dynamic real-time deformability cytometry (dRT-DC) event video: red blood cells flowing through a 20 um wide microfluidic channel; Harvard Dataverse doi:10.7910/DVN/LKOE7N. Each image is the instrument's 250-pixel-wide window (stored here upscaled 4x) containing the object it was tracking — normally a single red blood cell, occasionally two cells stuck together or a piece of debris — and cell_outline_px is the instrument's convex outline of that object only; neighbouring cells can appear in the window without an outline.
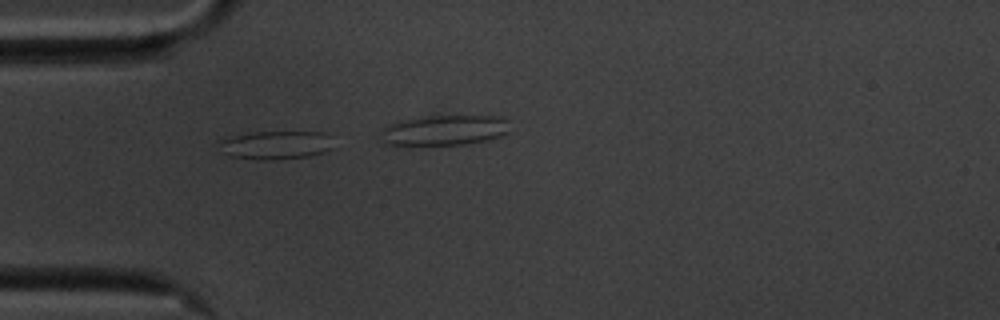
{"species": "common noctule bat (a hibernating species)", "species_latin": "Nyctalus noctula", "temperature_condition": "cold", "stored_images_in_passage": 11, "camera_frame_rate_fps": 3000, "um_per_image_px": 0.085, "animal": {"sex": "male", "body_mass_g": 20.1, "forearm_length_mm": 53.5}, "frame": {"image": 1, "passage_image": 5, "time_ms": 1.333, "image_size_px": [1000, 320], "cell_outline_px": [[336, 148], [324, 152], [308, 156], [272, 160], [256, 160], [232, 156], [224, 152], [216, 140], [248, 132], [324, 132], [328, 136]], "centroid_in_image_um": [23.46, 12.32], "position_along_channel_um": 61.5, "area_um2": 19.13}}
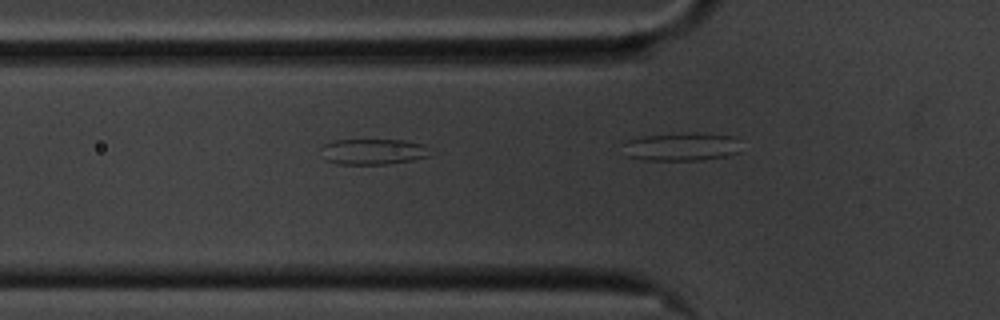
{"frame": {"image": 2, "passage_image": 8, "time_ms": 2.333, "image_size_px": [1000, 320], "cell_outline_px": [[428, 156], [412, 160], [388, 164], [336, 164], [324, 160], [320, 148], [324, 144], [332, 140], [404, 140], [424, 144]], "centroid_in_image_um": [31.62, 12.89], "position_along_channel_um": 94.2, "area_um2": 16.36}}